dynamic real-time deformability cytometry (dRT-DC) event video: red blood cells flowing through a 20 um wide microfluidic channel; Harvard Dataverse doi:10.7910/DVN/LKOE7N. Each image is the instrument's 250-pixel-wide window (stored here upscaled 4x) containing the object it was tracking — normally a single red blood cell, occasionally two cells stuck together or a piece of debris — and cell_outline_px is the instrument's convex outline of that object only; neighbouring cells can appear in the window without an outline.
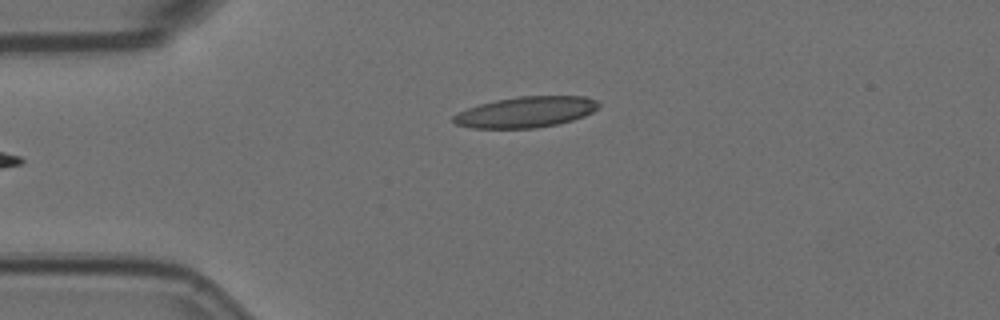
{"species": "Egyptian fruit bat (a non-hibernating species)", "species_latin": "Rousettus aegyptiacus", "temperature_condition": "room temperature", "stored_images_in_passage": 5, "camera_frame_rate_fps": 3000, "um_per_image_px": 0.085, "animal": {"sex": "female"}, "frame": {"image": 1, "passage_image": 5, "time_ms": 1.333, "image_size_px": [1000, 320], "cell_outline_px": [[600, 104], [592, 112], [584, 116], [572, 120], [556, 124], [536, 128], [472, 128], [456, 124], [452, 120], [452, 116], [468, 108], [480, 104], [496, 100], [520, 96], [584, 96], [596, 100]], "centroid_in_image_um": [44.7, 9.52], "position_along_channel_um": 40.3, "area_um2": 25.89}}